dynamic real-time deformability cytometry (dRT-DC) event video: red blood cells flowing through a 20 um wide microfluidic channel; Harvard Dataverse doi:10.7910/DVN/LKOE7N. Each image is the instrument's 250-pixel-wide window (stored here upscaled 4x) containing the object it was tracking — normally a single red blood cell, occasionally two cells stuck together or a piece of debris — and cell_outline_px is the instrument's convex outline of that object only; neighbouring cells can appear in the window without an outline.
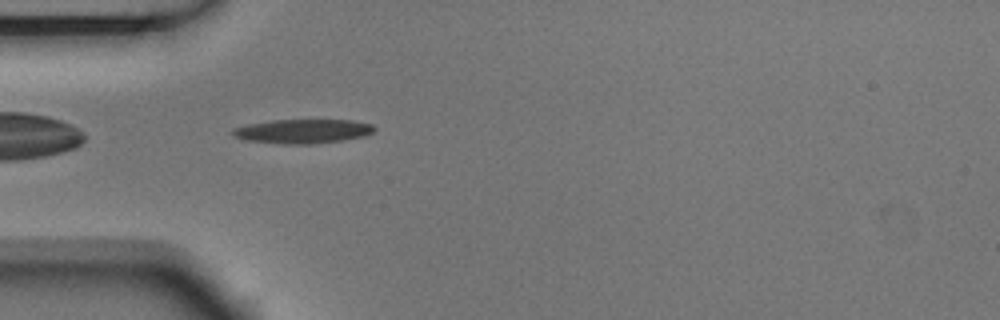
{"species": "Egyptian fruit bat (a non-hibernating species)", "species_latin": "Rousettus aegyptiacus", "temperature_condition": "room temperature", "stored_images_in_passage": 4, "camera_frame_rate_fps": 3000, "um_per_image_px": 0.085, "animal": {"sex": "male"}, "frame": {"image": 1, "passage_image": 4, "time_ms": 1.0, "image_size_px": [1000, 320], "cell_outline_px": [[376, 128], [372, 132], [364, 136], [340, 140], [312, 144], [284, 144], [244, 140], [232, 136], [232, 128], [248, 124], [272, 120], [352, 120], [372, 124]], "centroid_in_image_um": [25.69, 11.15], "position_along_channel_um": 59.3, "area_um2": 19.94}}